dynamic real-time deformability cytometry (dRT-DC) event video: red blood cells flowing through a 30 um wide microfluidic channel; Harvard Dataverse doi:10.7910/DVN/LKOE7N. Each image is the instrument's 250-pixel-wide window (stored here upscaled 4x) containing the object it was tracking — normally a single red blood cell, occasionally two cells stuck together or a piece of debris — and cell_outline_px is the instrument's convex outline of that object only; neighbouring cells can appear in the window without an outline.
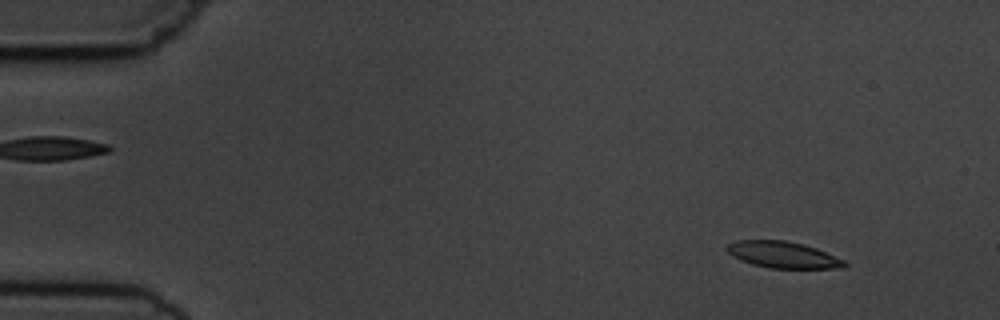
{"species": "common noctule bat (a hibernating species)", "species_latin": "Nyctalus noctula", "temperature_condition": "cold", "stored_images_in_passage": 4, "camera_frame_rate_fps": 3000, "um_per_image_px": 0.085, "animal": {"sex": "male", "body_mass_g": 19.5, "forearm_length_mm": 54.6}, "frame": {"image": 1, "passage_image": 1, "time_ms": 0.0, "image_size_px": [1000, 320], "cell_outline_px": [[848, 264], [844, 268], [768, 268], [752, 264], [740, 260], [732, 256], [724, 248], [728, 244], [736, 240], [784, 240], [804, 244], [816, 248], [844, 260]], "centroid_in_image_um": [66.53, 21.65], "position_along_channel_um": 18.5, "area_um2": 18.21}}
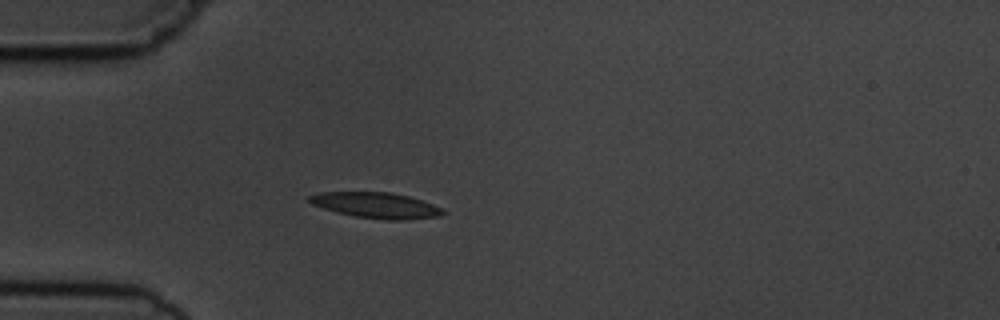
{"frame": {"image": 2, "passage_image": 4, "time_ms": 3.333, "image_size_px": [1000, 320], "cell_outline_px": [[444, 212], [440, 216], [408, 220], [388, 220], [352, 216], [336, 212], [312, 204], [308, 200], [308, 196], [320, 192], [388, 192], [408, 196], [432, 204], [440, 208]], "centroid_in_image_um": [31.94, 17.45], "position_along_channel_um": 53.1, "area_um2": 19.88}}